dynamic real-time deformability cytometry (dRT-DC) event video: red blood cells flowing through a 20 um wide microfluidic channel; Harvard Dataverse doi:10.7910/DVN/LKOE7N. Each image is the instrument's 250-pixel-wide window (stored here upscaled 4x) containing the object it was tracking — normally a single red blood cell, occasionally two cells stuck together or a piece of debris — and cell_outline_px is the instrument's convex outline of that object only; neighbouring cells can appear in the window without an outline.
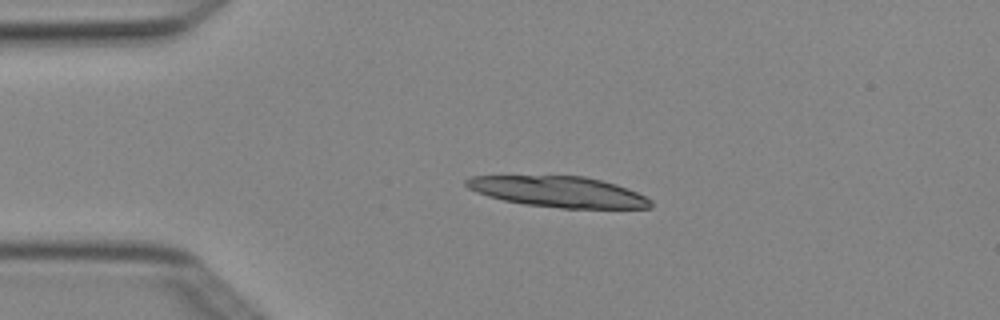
{"species": "Egyptian fruit bat (a non-hibernating species)", "species_latin": "Rousettus aegyptiacus", "temperature_condition": "cold", "stored_images_in_passage": 3, "camera_frame_rate_fps": 3000, "um_per_image_px": 0.085, "animal": {"sex": "female"}, "frame": {"image": 1, "passage_image": 2, "time_ms": 0.333, "image_size_px": [1000, 320], "cell_outline_px": [[652, 208], [560, 208], [524, 204], [504, 200], [488, 196], [476, 192], [468, 188], [464, 184], [464, 180], [472, 176], [584, 176], [616, 184], [628, 188], [652, 200]], "centroid_in_image_um": [47.47, 16.3], "position_along_channel_um": 37.5, "area_um2": 33.0}}